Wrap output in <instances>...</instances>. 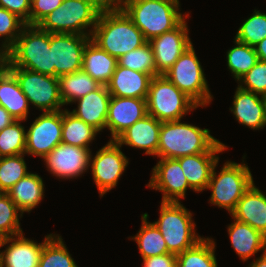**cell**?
Wrapping results in <instances>:
<instances>
[{
	"mask_svg": "<svg viewBox=\"0 0 266 267\" xmlns=\"http://www.w3.org/2000/svg\"><path fill=\"white\" fill-rule=\"evenodd\" d=\"M226 145L214 138L209 129L182 123L181 120L162 122L157 157L177 159L205 152H223Z\"/></svg>",
	"mask_w": 266,
	"mask_h": 267,
	"instance_id": "1",
	"label": "cell"
},
{
	"mask_svg": "<svg viewBox=\"0 0 266 267\" xmlns=\"http://www.w3.org/2000/svg\"><path fill=\"white\" fill-rule=\"evenodd\" d=\"M91 40L117 59L147 42L121 8L101 10Z\"/></svg>",
	"mask_w": 266,
	"mask_h": 267,
	"instance_id": "2",
	"label": "cell"
},
{
	"mask_svg": "<svg viewBox=\"0 0 266 267\" xmlns=\"http://www.w3.org/2000/svg\"><path fill=\"white\" fill-rule=\"evenodd\" d=\"M5 67H19L55 77L50 33L38 25H25L15 44L2 56Z\"/></svg>",
	"mask_w": 266,
	"mask_h": 267,
	"instance_id": "3",
	"label": "cell"
},
{
	"mask_svg": "<svg viewBox=\"0 0 266 267\" xmlns=\"http://www.w3.org/2000/svg\"><path fill=\"white\" fill-rule=\"evenodd\" d=\"M180 4L169 0H128L121 9L143 33L145 40L176 28L188 14L179 12Z\"/></svg>",
	"mask_w": 266,
	"mask_h": 267,
	"instance_id": "4",
	"label": "cell"
},
{
	"mask_svg": "<svg viewBox=\"0 0 266 267\" xmlns=\"http://www.w3.org/2000/svg\"><path fill=\"white\" fill-rule=\"evenodd\" d=\"M102 9L96 0H63L38 26L49 33L91 36Z\"/></svg>",
	"mask_w": 266,
	"mask_h": 267,
	"instance_id": "5",
	"label": "cell"
},
{
	"mask_svg": "<svg viewBox=\"0 0 266 267\" xmlns=\"http://www.w3.org/2000/svg\"><path fill=\"white\" fill-rule=\"evenodd\" d=\"M160 208V217L153 223L164 237L169 253L178 255L203 238L195 232L192 213L180 202L161 201Z\"/></svg>",
	"mask_w": 266,
	"mask_h": 267,
	"instance_id": "6",
	"label": "cell"
},
{
	"mask_svg": "<svg viewBox=\"0 0 266 267\" xmlns=\"http://www.w3.org/2000/svg\"><path fill=\"white\" fill-rule=\"evenodd\" d=\"M146 105L147 114L160 122L181 120L189 111L199 107L165 75L151 79Z\"/></svg>",
	"mask_w": 266,
	"mask_h": 267,
	"instance_id": "7",
	"label": "cell"
},
{
	"mask_svg": "<svg viewBox=\"0 0 266 267\" xmlns=\"http://www.w3.org/2000/svg\"><path fill=\"white\" fill-rule=\"evenodd\" d=\"M217 164L218 162L213 167L206 189L212 191L210 203L226 209L231 214L245 191L254 182L253 177L245 163L227 161L218 175L215 170Z\"/></svg>",
	"mask_w": 266,
	"mask_h": 267,
	"instance_id": "8",
	"label": "cell"
},
{
	"mask_svg": "<svg viewBox=\"0 0 266 267\" xmlns=\"http://www.w3.org/2000/svg\"><path fill=\"white\" fill-rule=\"evenodd\" d=\"M164 75L198 106H206L211 102L212 95L193 44Z\"/></svg>",
	"mask_w": 266,
	"mask_h": 267,
	"instance_id": "9",
	"label": "cell"
},
{
	"mask_svg": "<svg viewBox=\"0 0 266 267\" xmlns=\"http://www.w3.org/2000/svg\"><path fill=\"white\" fill-rule=\"evenodd\" d=\"M18 81L28 102L42 112L60 111L64 106L60 96L59 78L19 67H6Z\"/></svg>",
	"mask_w": 266,
	"mask_h": 267,
	"instance_id": "10",
	"label": "cell"
},
{
	"mask_svg": "<svg viewBox=\"0 0 266 267\" xmlns=\"http://www.w3.org/2000/svg\"><path fill=\"white\" fill-rule=\"evenodd\" d=\"M92 157L90 154L89 166L100 197H102L117 186L118 179L126 170L129 159L123 154L121 146L115 140H110Z\"/></svg>",
	"mask_w": 266,
	"mask_h": 267,
	"instance_id": "11",
	"label": "cell"
},
{
	"mask_svg": "<svg viewBox=\"0 0 266 267\" xmlns=\"http://www.w3.org/2000/svg\"><path fill=\"white\" fill-rule=\"evenodd\" d=\"M62 143V110L43 112L26 132L25 154L44 158Z\"/></svg>",
	"mask_w": 266,
	"mask_h": 267,
	"instance_id": "12",
	"label": "cell"
},
{
	"mask_svg": "<svg viewBox=\"0 0 266 267\" xmlns=\"http://www.w3.org/2000/svg\"><path fill=\"white\" fill-rule=\"evenodd\" d=\"M91 36L67 33H50L52 66L55 77L71 74L82 69L83 50Z\"/></svg>",
	"mask_w": 266,
	"mask_h": 267,
	"instance_id": "13",
	"label": "cell"
},
{
	"mask_svg": "<svg viewBox=\"0 0 266 267\" xmlns=\"http://www.w3.org/2000/svg\"><path fill=\"white\" fill-rule=\"evenodd\" d=\"M152 170L146 186L163 192L162 202H181L179 200L185 198L187 189L193 190L176 159L161 158Z\"/></svg>",
	"mask_w": 266,
	"mask_h": 267,
	"instance_id": "14",
	"label": "cell"
},
{
	"mask_svg": "<svg viewBox=\"0 0 266 267\" xmlns=\"http://www.w3.org/2000/svg\"><path fill=\"white\" fill-rule=\"evenodd\" d=\"M185 20L186 18L173 30L148 41L154 53L157 76L164 75L192 45Z\"/></svg>",
	"mask_w": 266,
	"mask_h": 267,
	"instance_id": "15",
	"label": "cell"
},
{
	"mask_svg": "<svg viewBox=\"0 0 266 267\" xmlns=\"http://www.w3.org/2000/svg\"><path fill=\"white\" fill-rule=\"evenodd\" d=\"M90 154V148L60 143L43 159L47 170L54 174L53 176L71 179L82 175L89 169Z\"/></svg>",
	"mask_w": 266,
	"mask_h": 267,
	"instance_id": "16",
	"label": "cell"
},
{
	"mask_svg": "<svg viewBox=\"0 0 266 267\" xmlns=\"http://www.w3.org/2000/svg\"><path fill=\"white\" fill-rule=\"evenodd\" d=\"M52 236H45L41 243L25 238L23 233L0 238V248L10 243L0 251L1 267H38L43 246Z\"/></svg>",
	"mask_w": 266,
	"mask_h": 267,
	"instance_id": "17",
	"label": "cell"
},
{
	"mask_svg": "<svg viewBox=\"0 0 266 267\" xmlns=\"http://www.w3.org/2000/svg\"><path fill=\"white\" fill-rule=\"evenodd\" d=\"M147 115L146 99L111 96L106 128L110 140H115L123 131Z\"/></svg>",
	"mask_w": 266,
	"mask_h": 267,
	"instance_id": "18",
	"label": "cell"
},
{
	"mask_svg": "<svg viewBox=\"0 0 266 267\" xmlns=\"http://www.w3.org/2000/svg\"><path fill=\"white\" fill-rule=\"evenodd\" d=\"M162 122L147 114L123 131L115 141L122 147L127 145L144 149L146 155L157 156Z\"/></svg>",
	"mask_w": 266,
	"mask_h": 267,
	"instance_id": "19",
	"label": "cell"
},
{
	"mask_svg": "<svg viewBox=\"0 0 266 267\" xmlns=\"http://www.w3.org/2000/svg\"><path fill=\"white\" fill-rule=\"evenodd\" d=\"M110 98L107 86L100 85L96 90L75 100L74 103H78L77 109H73L71 113L100 132L106 128Z\"/></svg>",
	"mask_w": 266,
	"mask_h": 267,
	"instance_id": "20",
	"label": "cell"
},
{
	"mask_svg": "<svg viewBox=\"0 0 266 267\" xmlns=\"http://www.w3.org/2000/svg\"><path fill=\"white\" fill-rule=\"evenodd\" d=\"M232 219L249 224L266 236V194L254 182L238 201Z\"/></svg>",
	"mask_w": 266,
	"mask_h": 267,
	"instance_id": "21",
	"label": "cell"
},
{
	"mask_svg": "<svg viewBox=\"0 0 266 267\" xmlns=\"http://www.w3.org/2000/svg\"><path fill=\"white\" fill-rule=\"evenodd\" d=\"M236 120L253 130L266 126V115L262 95L237 87L233 106L230 108Z\"/></svg>",
	"mask_w": 266,
	"mask_h": 267,
	"instance_id": "22",
	"label": "cell"
},
{
	"mask_svg": "<svg viewBox=\"0 0 266 267\" xmlns=\"http://www.w3.org/2000/svg\"><path fill=\"white\" fill-rule=\"evenodd\" d=\"M153 77L147 73H141L119 66L106 85L111 96L146 99Z\"/></svg>",
	"mask_w": 266,
	"mask_h": 267,
	"instance_id": "23",
	"label": "cell"
},
{
	"mask_svg": "<svg viewBox=\"0 0 266 267\" xmlns=\"http://www.w3.org/2000/svg\"><path fill=\"white\" fill-rule=\"evenodd\" d=\"M219 153L221 152H205L176 159L180 163L189 186L195 192H202L207 188L213 167L219 162V157L216 155Z\"/></svg>",
	"mask_w": 266,
	"mask_h": 267,
	"instance_id": "24",
	"label": "cell"
},
{
	"mask_svg": "<svg viewBox=\"0 0 266 267\" xmlns=\"http://www.w3.org/2000/svg\"><path fill=\"white\" fill-rule=\"evenodd\" d=\"M0 105L15 120L26 121L29 113V102L24 95L16 77L0 62Z\"/></svg>",
	"mask_w": 266,
	"mask_h": 267,
	"instance_id": "25",
	"label": "cell"
},
{
	"mask_svg": "<svg viewBox=\"0 0 266 267\" xmlns=\"http://www.w3.org/2000/svg\"><path fill=\"white\" fill-rule=\"evenodd\" d=\"M233 220L228 226V234L233 249L243 262L261 250L266 252V236L249 224Z\"/></svg>",
	"mask_w": 266,
	"mask_h": 267,
	"instance_id": "26",
	"label": "cell"
},
{
	"mask_svg": "<svg viewBox=\"0 0 266 267\" xmlns=\"http://www.w3.org/2000/svg\"><path fill=\"white\" fill-rule=\"evenodd\" d=\"M117 58L101 49L91 39L83 50L82 69L101 85H107L117 67Z\"/></svg>",
	"mask_w": 266,
	"mask_h": 267,
	"instance_id": "27",
	"label": "cell"
},
{
	"mask_svg": "<svg viewBox=\"0 0 266 267\" xmlns=\"http://www.w3.org/2000/svg\"><path fill=\"white\" fill-rule=\"evenodd\" d=\"M20 210V218L24 212H30L44 197V182L36 173H29L20 179L6 192Z\"/></svg>",
	"mask_w": 266,
	"mask_h": 267,
	"instance_id": "28",
	"label": "cell"
},
{
	"mask_svg": "<svg viewBox=\"0 0 266 267\" xmlns=\"http://www.w3.org/2000/svg\"><path fill=\"white\" fill-rule=\"evenodd\" d=\"M99 132L80 120L73 113L62 109V143L89 148L90 142Z\"/></svg>",
	"mask_w": 266,
	"mask_h": 267,
	"instance_id": "29",
	"label": "cell"
},
{
	"mask_svg": "<svg viewBox=\"0 0 266 267\" xmlns=\"http://www.w3.org/2000/svg\"><path fill=\"white\" fill-rule=\"evenodd\" d=\"M60 96L63 104L75 100L96 90L101 84L88 75L83 69L59 77Z\"/></svg>",
	"mask_w": 266,
	"mask_h": 267,
	"instance_id": "30",
	"label": "cell"
},
{
	"mask_svg": "<svg viewBox=\"0 0 266 267\" xmlns=\"http://www.w3.org/2000/svg\"><path fill=\"white\" fill-rule=\"evenodd\" d=\"M141 219L142 226L131 239L137 242L142 259L169 253L160 230L148 221V214L144 213Z\"/></svg>",
	"mask_w": 266,
	"mask_h": 267,
	"instance_id": "31",
	"label": "cell"
},
{
	"mask_svg": "<svg viewBox=\"0 0 266 267\" xmlns=\"http://www.w3.org/2000/svg\"><path fill=\"white\" fill-rule=\"evenodd\" d=\"M212 238H202L193 247L177 256V267H217L215 243Z\"/></svg>",
	"mask_w": 266,
	"mask_h": 267,
	"instance_id": "32",
	"label": "cell"
},
{
	"mask_svg": "<svg viewBox=\"0 0 266 267\" xmlns=\"http://www.w3.org/2000/svg\"><path fill=\"white\" fill-rule=\"evenodd\" d=\"M236 46L227 51V66L235 80H239L258 61L255 48L234 39Z\"/></svg>",
	"mask_w": 266,
	"mask_h": 267,
	"instance_id": "33",
	"label": "cell"
},
{
	"mask_svg": "<svg viewBox=\"0 0 266 267\" xmlns=\"http://www.w3.org/2000/svg\"><path fill=\"white\" fill-rule=\"evenodd\" d=\"M38 267H78L61 236L53 235L43 246Z\"/></svg>",
	"mask_w": 266,
	"mask_h": 267,
	"instance_id": "34",
	"label": "cell"
},
{
	"mask_svg": "<svg viewBox=\"0 0 266 267\" xmlns=\"http://www.w3.org/2000/svg\"><path fill=\"white\" fill-rule=\"evenodd\" d=\"M118 65L141 73L157 76L155 57L149 42L117 59Z\"/></svg>",
	"mask_w": 266,
	"mask_h": 267,
	"instance_id": "35",
	"label": "cell"
},
{
	"mask_svg": "<svg viewBox=\"0 0 266 267\" xmlns=\"http://www.w3.org/2000/svg\"><path fill=\"white\" fill-rule=\"evenodd\" d=\"M22 120H15L0 131V158L25 154L26 131Z\"/></svg>",
	"mask_w": 266,
	"mask_h": 267,
	"instance_id": "36",
	"label": "cell"
},
{
	"mask_svg": "<svg viewBox=\"0 0 266 267\" xmlns=\"http://www.w3.org/2000/svg\"><path fill=\"white\" fill-rule=\"evenodd\" d=\"M25 154L0 158V192L6 193L20 179L27 176Z\"/></svg>",
	"mask_w": 266,
	"mask_h": 267,
	"instance_id": "37",
	"label": "cell"
},
{
	"mask_svg": "<svg viewBox=\"0 0 266 267\" xmlns=\"http://www.w3.org/2000/svg\"><path fill=\"white\" fill-rule=\"evenodd\" d=\"M264 38H266V13L254 10L251 17L239 27L234 39L254 47Z\"/></svg>",
	"mask_w": 266,
	"mask_h": 267,
	"instance_id": "38",
	"label": "cell"
},
{
	"mask_svg": "<svg viewBox=\"0 0 266 267\" xmlns=\"http://www.w3.org/2000/svg\"><path fill=\"white\" fill-rule=\"evenodd\" d=\"M19 209L9 195L0 192V238L23 233L19 222Z\"/></svg>",
	"mask_w": 266,
	"mask_h": 267,
	"instance_id": "39",
	"label": "cell"
},
{
	"mask_svg": "<svg viewBox=\"0 0 266 267\" xmlns=\"http://www.w3.org/2000/svg\"><path fill=\"white\" fill-rule=\"evenodd\" d=\"M25 25L15 14L0 7V38H5L0 47V57L15 44Z\"/></svg>",
	"mask_w": 266,
	"mask_h": 267,
	"instance_id": "40",
	"label": "cell"
},
{
	"mask_svg": "<svg viewBox=\"0 0 266 267\" xmlns=\"http://www.w3.org/2000/svg\"><path fill=\"white\" fill-rule=\"evenodd\" d=\"M238 82L240 83L238 86L242 89L260 95L266 94V62L258 60L247 73L240 77Z\"/></svg>",
	"mask_w": 266,
	"mask_h": 267,
	"instance_id": "41",
	"label": "cell"
},
{
	"mask_svg": "<svg viewBox=\"0 0 266 267\" xmlns=\"http://www.w3.org/2000/svg\"><path fill=\"white\" fill-rule=\"evenodd\" d=\"M63 0H30L29 25H38L47 15L58 8Z\"/></svg>",
	"mask_w": 266,
	"mask_h": 267,
	"instance_id": "42",
	"label": "cell"
},
{
	"mask_svg": "<svg viewBox=\"0 0 266 267\" xmlns=\"http://www.w3.org/2000/svg\"><path fill=\"white\" fill-rule=\"evenodd\" d=\"M0 7L7 9L29 25L30 0H0Z\"/></svg>",
	"mask_w": 266,
	"mask_h": 267,
	"instance_id": "43",
	"label": "cell"
},
{
	"mask_svg": "<svg viewBox=\"0 0 266 267\" xmlns=\"http://www.w3.org/2000/svg\"><path fill=\"white\" fill-rule=\"evenodd\" d=\"M143 267H177V256L172 253H165L143 258Z\"/></svg>",
	"mask_w": 266,
	"mask_h": 267,
	"instance_id": "44",
	"label": "cell"
},
{
	"mask_svg": "<svg viewBox=\"0 0 266 267\" xmlns=\"http://www.w3.org/2000/svg\"><path fill=\"white\" fill-rule=\"evenodd\" d=\"M15 121L10 113L0 105V131Z\"/></svg>",
	"mask_w": 266,
	"mask_h": 267,
	"instance_id": "45",
	"label": "cell"
},
{
	"mask_svg": "<svg viewBox=\"0 0 266 267\" xmlns=\"http://www.w3.org/2000/svg\"><path fill=\"white\" fill-rule=\"evenodd\" d=\"M103 9L121 8L128 0H96Z\"/></svg>",
	"mask_w": 266,
	"mask_h": 267,
	"instance_id": "46",
	"label": "cell"
},
{
	"mask_svg": "<svg viewBox=\"0 0 266 267\" xmlns=\"http://www.w3.org/2000/svg\"><path fill=\"white\" fill-rule=\"evenodd\" d=\"M258 60L266 62V38L254 46Z\"/></svg>",
	"mask_w": 266,
	"mask_h": 267,
	"instance_id": "47",
	"label": "cell"
},
{
	"mask_svg": "<svg viewBox=\"0 0 266 267\" xmlns=\"http://www.w3.org/2000/svg\"><path fill=\"white\" fill-rule=\"evenodd\" d=\"M249 267H266V252L256 260L252 261Z\"/></svg>",
	"mask_w": 266,
	"mask_h": 267,
	"instance_id": "48",
	"label": "cell"
},
{
	"mask_svg": "<svg viewBox=\"0 0 266 267\" xmlns=\"http://www.w3.org/2000/svg\"><path fill=\"white\" fill-rule=\"evenodd\" d=\"M264 101L265 115H266V94L262 95Z\"/></svg>",
	"mask_w": 266,
	"mask_h": 267,
	"instance_id": "49",
	"label": "cell"
},
{
	"mask_svg": "<svg viewBox=\"0 0 266 267\" xmlns=\"http://www.w3.org/2000/svg\"><path fill=\"white\" fill-rule=\"evenodd\" d=\"M169 1H172V2L179 4V0H169Z\"/></svg>",
	"mask_w": 266,
	"mask_h": 267,
	"instance_id": "50",
	"label": "cell"
}]
</instances>
